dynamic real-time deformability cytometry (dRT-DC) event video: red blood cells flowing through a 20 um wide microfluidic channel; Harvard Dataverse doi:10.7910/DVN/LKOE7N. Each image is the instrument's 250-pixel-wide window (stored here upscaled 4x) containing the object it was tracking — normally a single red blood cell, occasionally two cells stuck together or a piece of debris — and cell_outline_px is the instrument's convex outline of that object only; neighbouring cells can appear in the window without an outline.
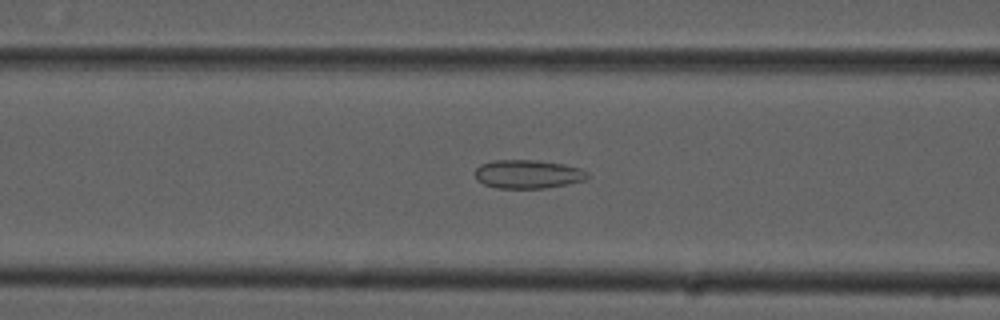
{"species": "common noctule bat (a hibernating species)", "species_latin": "Nyctalus noctula", "temperature_condition": "cold", "stored_images_in_passage": 21, "camera_frame_rate_fps": 3000, "um_per_image_px": 0.085, "animal": {"sex": "male", "forearm_length_mm": 52.5}, "frame": {"image": 1, "passage_image": 9, "time_ms": 2.667, "image_size_px": [1000, 320], "cell_outline_px": [[588, 180], [568, 184], [544, 188], [496, 188], [484, 184], [476, 180], [472, 172], [480, 164], [496, 160], [536, 160], [564, 164], [580, 168], [588, 172]], "centroid_in_image_um": [44.85, 14.8], "position_along_channel_um": 121.7, "area_um2": 19.02}}
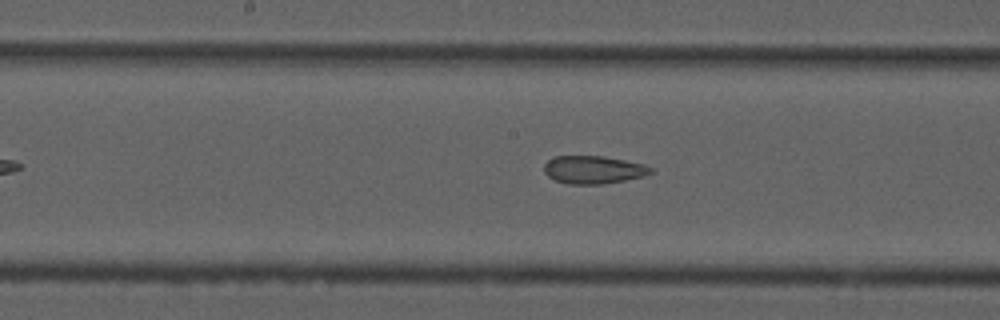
{"frame": {"image": 2, "passage_image": 15, "time_ms": 4.667, "image_size_px": [1000, 320], "cell_outline_px": [[656, 172], [644, 176], [624, 180], [600, 184], [568, 184], [556, 180], [548, 176], [544, 172], [544, 164], [552, 156], [604, 156], [644, 164], [652, 168]], "centroid_in_image_um": [50.45, 14.42], "position_along_channel_um": 197.8, "area_um2": 17.4}}
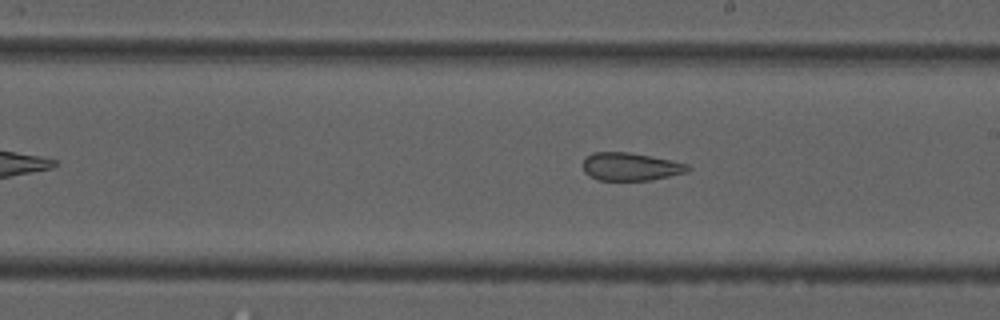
{"frame": {"image": 3, "passage_image": 18, "time_ms": 5.667, "image_size_px": [1000, 320], "cell_outline_px": [[692, 168], [688, 172], [652, 180], [600, 180], [588, 176], [584, 172], [584, 160], [592, 152], [628, 152], [688, 164]], "centroid_in_image_um": [53.6, 14.18], "position_along_channel_um": 235.4, "area_um2": 16.94}}